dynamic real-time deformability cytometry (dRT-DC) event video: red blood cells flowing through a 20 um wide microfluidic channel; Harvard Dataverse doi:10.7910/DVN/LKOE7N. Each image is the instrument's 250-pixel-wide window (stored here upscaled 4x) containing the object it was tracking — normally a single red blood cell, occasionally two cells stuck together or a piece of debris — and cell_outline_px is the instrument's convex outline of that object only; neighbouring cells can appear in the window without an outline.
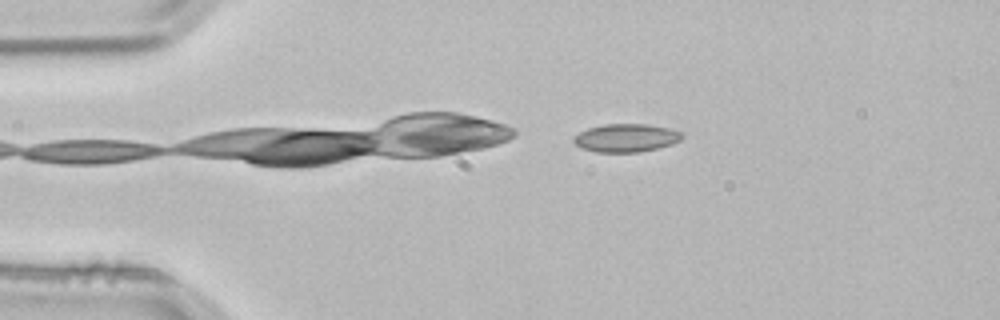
{"species": "common noctule bat (a hibernating species)", "species_latin": "Nyctalus noctula", "temperature_condition": "room temperature", "stored_images_in_passage": 2, "camera_frame_rate_fps": 3000, "um_per_image_px": 0.085, "animal": {"sex": "male", "body_mass_g": 21.5, "forearm_length_mm": 52.0}, "frame": {"image": 1, "passage_image": 2, "time_ms": 0.333, "image_size_px": [1000, 320], "cell_outline_px": [[684, 136], [680, 140], [672, 144], [660, 148], [640, 152], [596, 152], [584, 148], [576, 144], [572, 140], [572, 136], [588, 128], [604, 124], [648, 124], [672, 128], [684, 132]], "centroid_in_image_um": [53.27, 11.71], "position_along_channel_um": 31.7, "area_um2": 18.03}}